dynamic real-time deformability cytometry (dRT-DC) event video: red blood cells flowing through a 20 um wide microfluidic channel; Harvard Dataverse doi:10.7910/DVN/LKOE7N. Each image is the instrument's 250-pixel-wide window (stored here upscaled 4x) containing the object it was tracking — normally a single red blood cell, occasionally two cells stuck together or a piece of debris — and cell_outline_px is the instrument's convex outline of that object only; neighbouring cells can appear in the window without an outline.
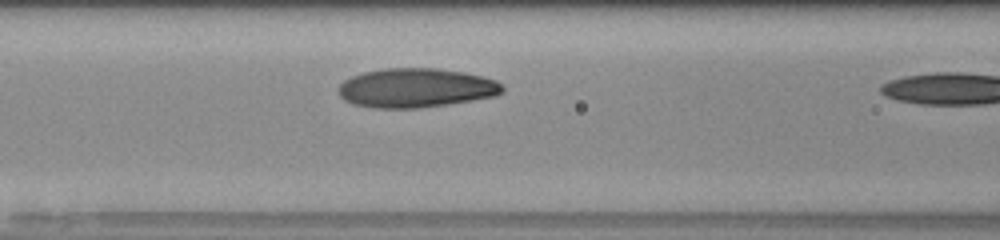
{"species": "human", "species_latin": "Homo sapiens", "temperature_condition": "room temperature", "stored_images_in_passage": 7, "camera_frame_rate_fps": 3000, "um_per_image_px": 0.085, "donor": {"sex": "male"}, "frame": {"image": 1, "passage_image": 6, "time_ms": 1.667, "image_size_px": [1000, 240], "cell_outline_px": [[504, 92], [492, 96], [472, 100], [448, 104], [416, 108], [372, 108], [352, 104], [344, 100], [340, 96], [336, 88], [344, 80], [352, 76], [364, 72], [384, 68], [436, 68], [464, 72], [484, 76], [496, 80], [504, 88]], "centroid_in_image_um": [35.32, 7.47], "position_along_channel_um": 131.3, "area_um2": 37.63}}